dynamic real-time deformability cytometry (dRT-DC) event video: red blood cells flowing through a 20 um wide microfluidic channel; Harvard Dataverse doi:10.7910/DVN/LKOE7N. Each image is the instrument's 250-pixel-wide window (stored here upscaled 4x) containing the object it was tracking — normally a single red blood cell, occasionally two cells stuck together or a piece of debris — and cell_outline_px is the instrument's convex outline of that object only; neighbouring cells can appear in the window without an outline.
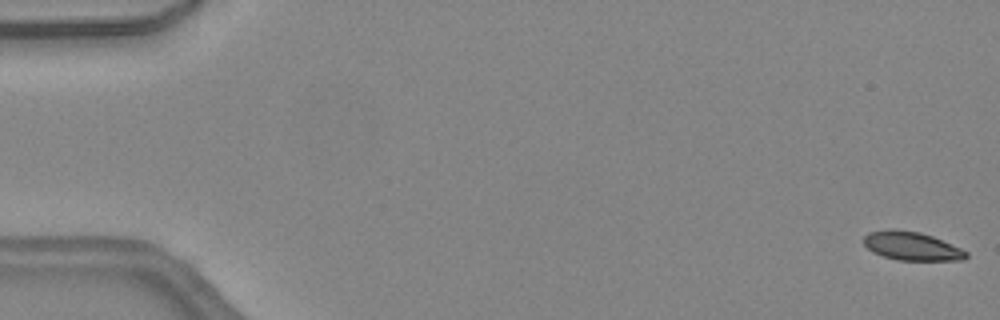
{"species": "common noctule bat (a hibernating species)", "species_latin": "Nyctalus noctula", "temperature_condition": "warm", "stored_images_in_passage": 46, "camera_frame_rate_fps": 3000, "um_per_image_px": 0.085, "animal": {"sex": "female", "body_mass_g": 24.6, "forearm_length_mm": 56.2}, "frame": {"image": 1, "passage_image": 1, "time_ms": 0.0, "image_size_px": [1000, 320], "cell_outline_px": [[968, 256], [964, 260], [896, 260], [872, 252], [864, 244], [864, 236], [868, 232], [888, 228], [896, 228], [920, 232], [932, 236], [960, 248], [968, 252]], "centroid_in_image_um": [77.47, 20.9], "position_along_channel_um": 7.5, "area_um2": 17.17}}
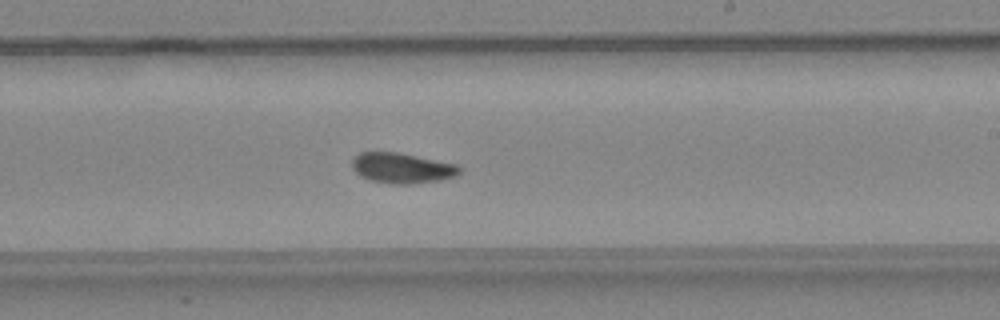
{"frame": {"image": 2, "passage_image": 28, "time_ms": 9.0, "image_size_px": [1000, 320], "cell_outline_px": [[460, 172], [456, 176], [440, 180], [412, 184], [388, 184], [368, 180], [360, 176], [352, 168], [352, 160], [360, 152], [400, 152], [456, 164], [460, 168]], "centroid_in_image_um": [34.15, 14.29], "position_along_channel_um": 254.9, "area_um2": 19.19}}
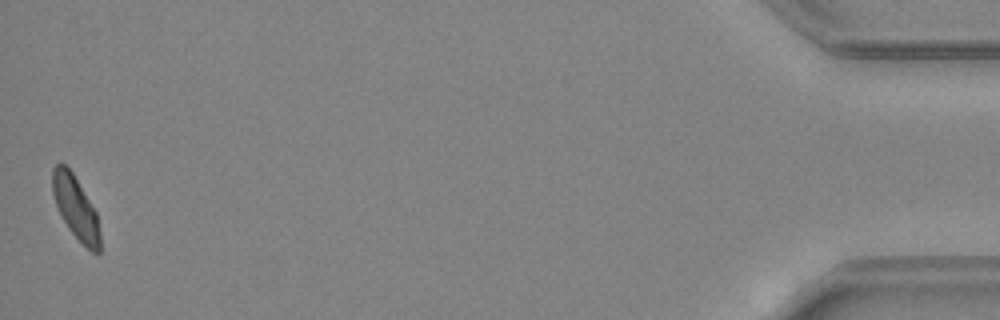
{"frame": {"image": 3, "passage_image": 46, "time_ms": 15.0, "image_size_px": [1000, 320], "cell_outline_px": [[100, 252], [92, 252], [68, 228], [56, 204], [52, 192], [52, 168], [60, 160], [72, 172], [96, 212], [100, 232]], "centroid_in_image_um": [6.42, 17.61], "position_along_channel_um": 428.8, "area_um2": 17.05}, "authors_computed_cell_mechanics": {"area_um2": 18.496, "velocity_mm_per_s": 4.497, "shape_relaxation_time_tau1_ms": 5.1684, "shape_relaxation_time_tau2_ms": 3.1073, "deformation_change_tau1": 0.1363, "deformation_change_tau2": 0.0789}}